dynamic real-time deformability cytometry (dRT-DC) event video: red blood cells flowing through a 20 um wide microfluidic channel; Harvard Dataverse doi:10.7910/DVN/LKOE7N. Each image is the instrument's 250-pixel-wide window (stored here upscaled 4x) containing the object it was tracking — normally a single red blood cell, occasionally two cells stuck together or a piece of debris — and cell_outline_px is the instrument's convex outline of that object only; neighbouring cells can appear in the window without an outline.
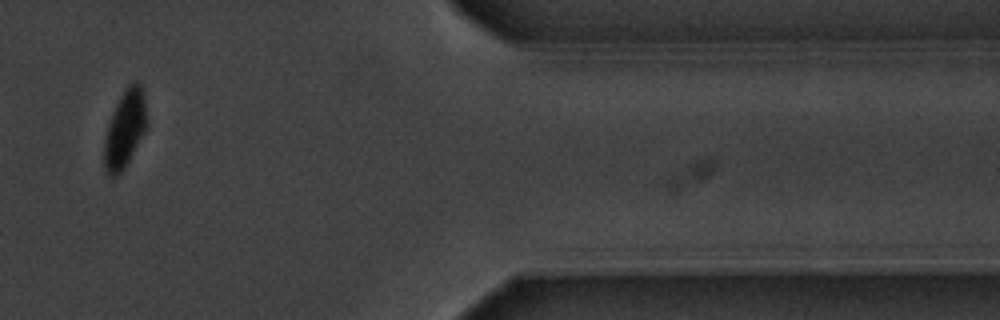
{"species": "common noctule bat (a hibernating species)", "species_latin": "Nyctalus noctula", "temperature_condition": "warm", "stored_images_in_passage": 12, "camera_frame_rate_fps": 3000, "um_per_image_px": 0.085, "animal": {"sex": "male", "body_mass_g": 20.1, "forearm_length_mm": 53.5}, "frame": {"image": 1, "passage_image": 10, "time_ms": 11.333, "image_size_px": [1000, 320], "cell_outline_px": [[148, 128], [128, 164], [116, 176], [108, 176], [104, 172], [104, 140], [108, 124], [112, 112], [120, 96], [128, 84], [136, 80], [140, 84], [144, 100], [148, 120]], "centroid_in_image_um": [10.63, 11.0], "position_along_channel_um": 400.8, "area_um2": 19.65}, "authors_computed_cell_mechanics": {"area_um2": 21.964, "velocity_mm_per_s": 3.5935, "shape_relaxation_time_tau1_ms": 1.4462, "shape_relaxation_time_tau2_ms": null, "deformation_change_tau1": 0.0709, "deformation_change_tau2": null}}